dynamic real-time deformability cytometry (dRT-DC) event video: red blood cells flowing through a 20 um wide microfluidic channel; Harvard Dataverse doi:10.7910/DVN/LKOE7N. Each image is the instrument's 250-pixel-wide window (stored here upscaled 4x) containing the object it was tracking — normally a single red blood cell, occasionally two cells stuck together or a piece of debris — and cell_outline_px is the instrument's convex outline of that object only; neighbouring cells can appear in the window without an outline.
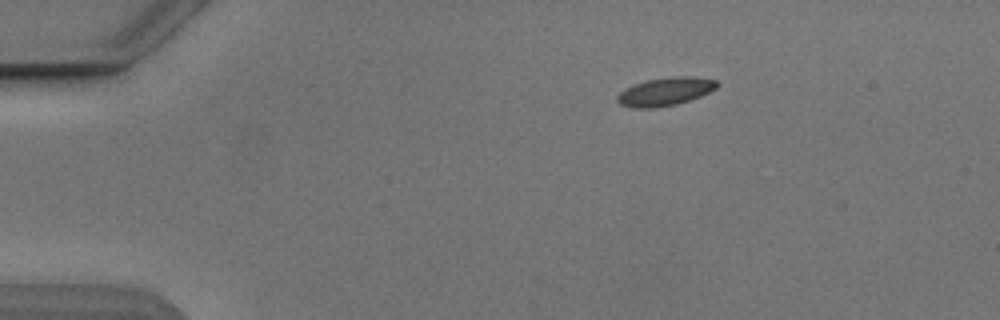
{"species": "Egyptian fruit bat (a non-hibernating species)", "species_latin": "Rousettus aegyptiacus", "temperature_condition": "cold", "stored_images_in_passage": 11, "camera_frame_rate_fps": 3000, "um_per_image_px": 0.085, "animal": {"sex": "male"}, "frame": {"image": 1, "passage_image": 1, "time_ms": 0.0, "image_size_px": [1000, 320], "cell_outline_px": [[720, 84], [716, 88], [700, 96], [676, 104], [656, 108], [632, 108], [620, 104], [616, 100], [616, 96], [624, 88], [632, 84], [648, 80], [672, 76], [692, 76], [716, 80]], "centroid_in_image_um": [56.51, 7.78], "position_along_channel_um": 28.5, "area_um2": 16.47}}
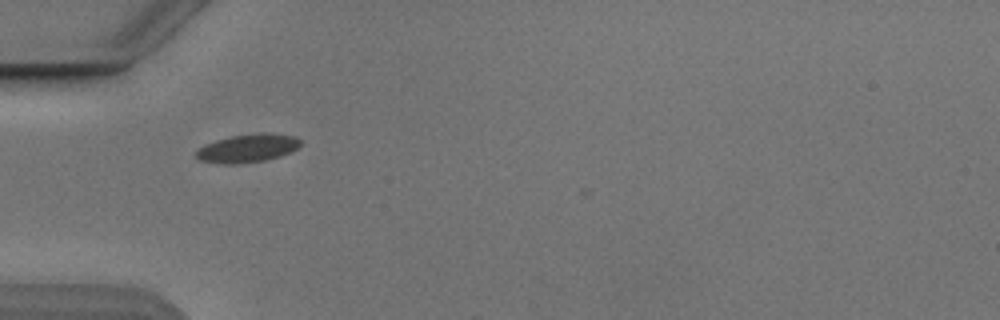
{"frame": {"image": 2, "passage_image": 9, "time_ms": 2.667, "image_size_px": [1000, 320], "cell_outline_px": [[300, 144], [292, 152], [280, 156], [264, 160], [228, 164], [224, 164], [200, 160], [196, 156], [196, 152], [204, 144], [216, 140], [232, 136], [296, 136], [300, 140]], "centroid_in_image_um": [20.99, 12.65], "position_along_channel_um": 64.0, "area_um2": 16.01}}